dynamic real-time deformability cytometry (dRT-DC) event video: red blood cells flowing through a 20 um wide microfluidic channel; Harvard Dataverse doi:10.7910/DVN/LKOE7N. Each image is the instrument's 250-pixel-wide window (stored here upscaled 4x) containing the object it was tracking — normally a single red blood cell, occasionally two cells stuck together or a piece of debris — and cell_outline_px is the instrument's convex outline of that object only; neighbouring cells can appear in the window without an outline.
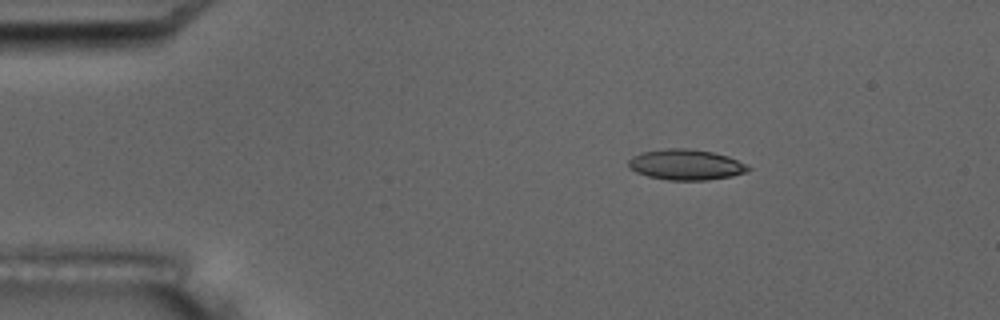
{"species": "common noctule bat (a hibernating species)", "species_latin": "Nyctalus noctula", "temperature_condition": "room temperature", "stored_images_in_passage": 5, "camera_frame_rate_fps": 3000, "um_per_image_px": 0.085, "animal": {"sex": "male", "body_mass_g": 17.5, "forearm_length_mm": 52.3}, "frame": {"image": 1, "passage_image": 3, "time_ms": 2.333, "image_size_px": [1000, 320], "cell_outline_px": [[752, 168], [748, 172], [732, 176], [708, 180], [668, 180], [648, 176], [636, 172], [628, 168], [628, 160], [632, 156], [640, 152], [668, 148], [688, 148], [712, 152], [728, 156]], "centroid_in_image_um": [58.28, 14.0], "position_along_channel_um": 26.7, "area_um2": 21.44}}